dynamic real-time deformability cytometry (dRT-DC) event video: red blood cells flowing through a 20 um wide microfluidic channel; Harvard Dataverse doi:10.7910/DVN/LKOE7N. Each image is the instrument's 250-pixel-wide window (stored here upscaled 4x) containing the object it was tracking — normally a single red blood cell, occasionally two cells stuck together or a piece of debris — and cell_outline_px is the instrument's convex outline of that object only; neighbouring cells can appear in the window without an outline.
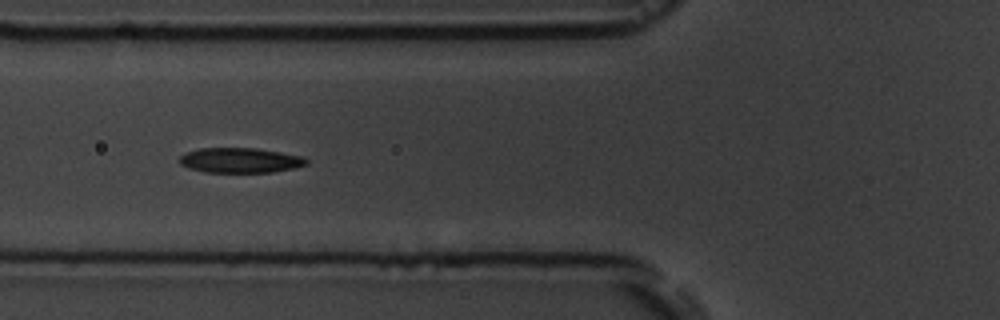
{"species": "common noctule bat (a hibernating species)", "species_latin": "Nyctalus noctula", "temperature_condition": "room temperature", "stored_images_in_passage": 8, "camera_frame_rate_fps": 3000, "um_per_image_px": 0.085, "animal": {"sex": "male", "body_mass_g": 19.5, "forearm_length_mm": 54.6}, "frame": {"image": 1, "passage_image": 6, "time_ms": 6.333, "image_size_px": [1000, 320], "cell_outline_px": [[308, 164], [296, 168], [272, 172], [204, 172], [188, 168], [180, 164], [180, 156], [188, 152], [200, 148], [256, 148], [304, 156], [308, 160]], "centroid_in_image_um": [20.46, 13.63], "position_along_channel_um": 105.3, "area_um2": 18.55}}
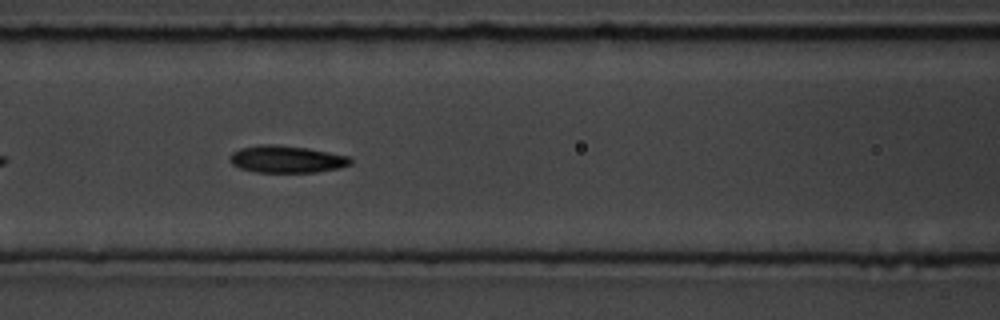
{"frame": {"image": 2, "passage_image": 7, "time_ms": 7.333, "image_size_px": [1000, 320], "cell_outline_px": [[352, 164], [340, 168], [316, 172], [256, 172], [240, 168], [232, 164], [228, 156], [232, 152], [240, 148], [260, 144], [276, 144], [308, 148], [352, 156]], "centroid_in_image_um": [24.39, 13.52], "position_along_channel_um": 142.2, "area_um2": 19.36}}
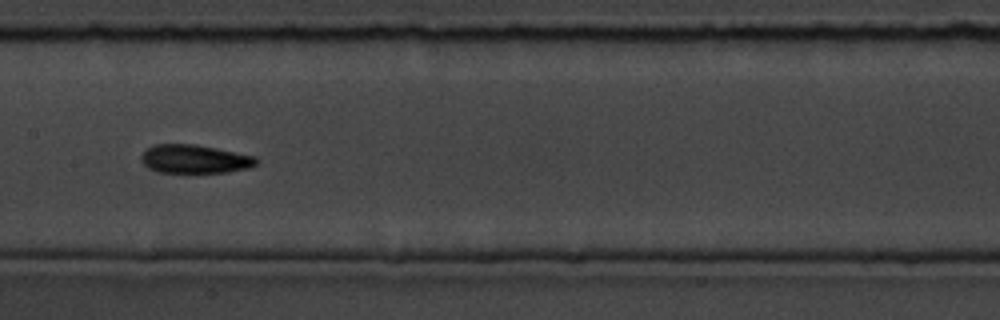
{"frame": {"image": 3, "passage_image": 8, "time_ms": 8.667, "image_size_px": [1000, 320], "cell_outline_px": [[260, 160], [256, 164], [248, 168], [228, 172], [156, 172], [148, 168], [140, 160], [140, 156], [148, 148], [156, 144], [196, 144], [256, 156]], "centroid_in_image_um": [16.56, 13.51], "position_along_channel_um": 190.8, "area_um2": 19.19}}